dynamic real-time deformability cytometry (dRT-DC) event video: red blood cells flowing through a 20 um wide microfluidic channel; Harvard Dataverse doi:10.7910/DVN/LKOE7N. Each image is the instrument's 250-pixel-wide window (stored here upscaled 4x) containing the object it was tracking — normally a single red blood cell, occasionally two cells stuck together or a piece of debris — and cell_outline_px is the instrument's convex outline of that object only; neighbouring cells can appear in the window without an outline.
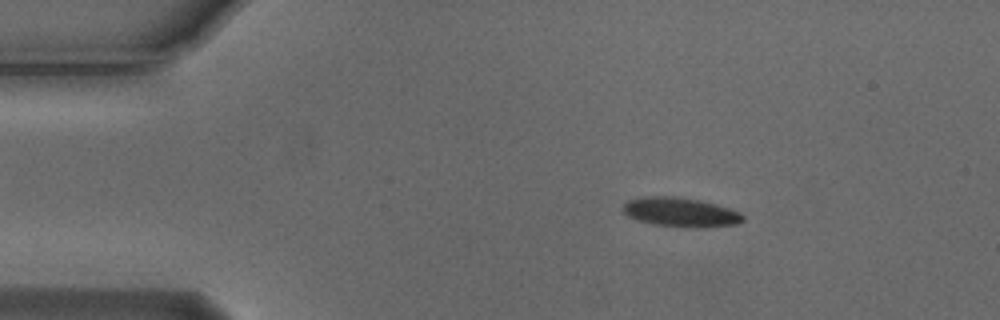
{"species": "Egyptian fruit bat (a non-hibernating species)", "species_latin": "Rousettus aegyptiacus", "temperature_condition": "cold", "stored_images_in_passage": 4, "camera_frame_rate_fps": 3000, "um_per_image_px": 0.085, "animal": {"sex": "male"}, "frame": {"image": 1, "passage_image": 2, "time_ms": 0.333, "image_size_px": [1000, 320], "cell_outline_px": [[744, 220], [736, 224], [692, 228], [652, 224], [628, 216], [620, 212], [620, 208], [628, 200], [644, 196], [676, 196], [700, 200], [716, 204], [740, 212], [744, 216]], "centroid_in_image_um": [57.8, 18.02], "position_along_channel_um": 27.2, "area_um2": 20.58}}
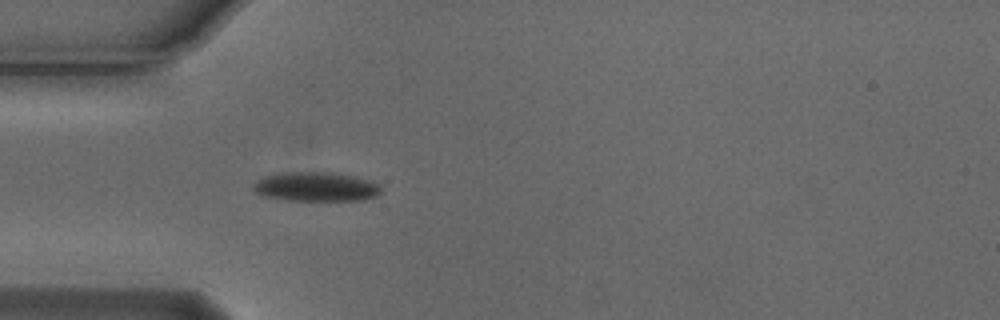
{"frame": {"image": 2, "passage_image": 4, "time_ms": 1.0, "image_size_px": [1000, 320], "cell_outline_px": [[380, 192], [376, 196], [364, 200], [288, 200], [264, 196], [256, 192], [252, 188], [252, 184], [256, 180], [264, 176], [288, 172], [332, 172], [352, 176], [380, 184]], "centroid_in_image_um": [26.83, 15.87], "position_along_channel_um": 58.2, "area_um2": 21.68}}